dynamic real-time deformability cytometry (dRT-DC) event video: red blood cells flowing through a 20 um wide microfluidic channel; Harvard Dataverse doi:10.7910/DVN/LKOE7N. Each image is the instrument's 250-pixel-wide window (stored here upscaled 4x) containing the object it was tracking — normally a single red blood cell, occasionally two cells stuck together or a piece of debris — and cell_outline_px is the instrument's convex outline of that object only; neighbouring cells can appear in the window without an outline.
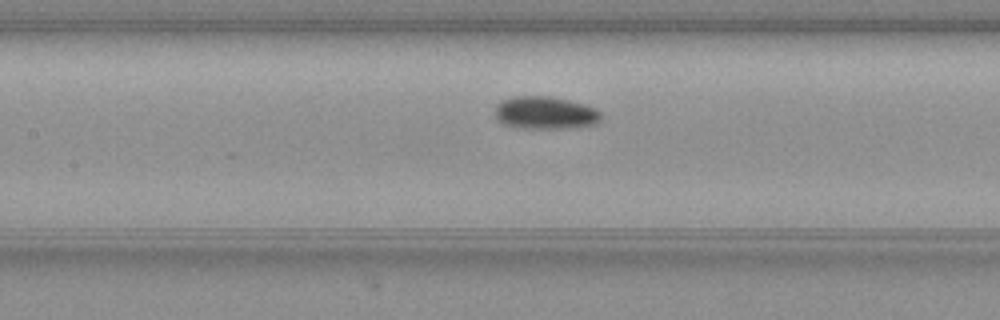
{"species": "common noctule bat (a hibernating species)", "species_latin": "Nyctalus noctula", "temperature_condition": "warm", "stored_images_in_passage": 34, "camera_frame_rate_fps": 3000, "um_per_image_px": 0.085, "animal": {"sex": "female", "body_mass_g": 19.3, "forearm_length_mm": 54.1}, "frame": {"image": 1, "passage_image": 14, "time_ms": 4.333, "image_size_px": [1000, 320], "cell_outline_px": [[600, 120], [592, 124], [572, 128], [516, 128], [504, 124], [496, 120], [492, 112], [496, 104], [500, 100], [512, 96], [548, 96], [588, 104], [596, 108], [600, 112]], "centroid_in_image_um": [46.26, 9.58], "position_along_channel_um": 161.1, "area_um2": 20.63}}
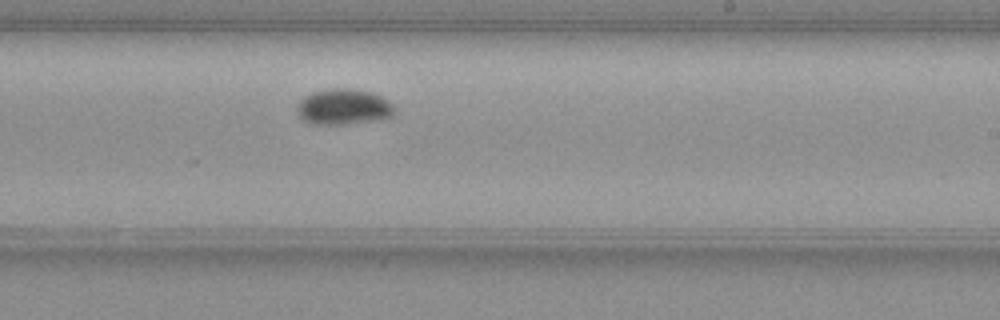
{"frame": {"image": 2, "passage_image": 22, "time_ms": 7.0, "image_size_px": [1000, 320], "cell_outline_px": [[396, 116], [384, 120], [348, 124], [308, 124], [296, 112], [296, 108], [300, 100], [304, 96], [312, 92], [328, 88], [348, 88], [372, 92], [388, 100], [396, 108]], "centroid_in_image_um": [29.25, 9.1], "position_along_channel_um": 259.8, "area_um2": 20.92}}
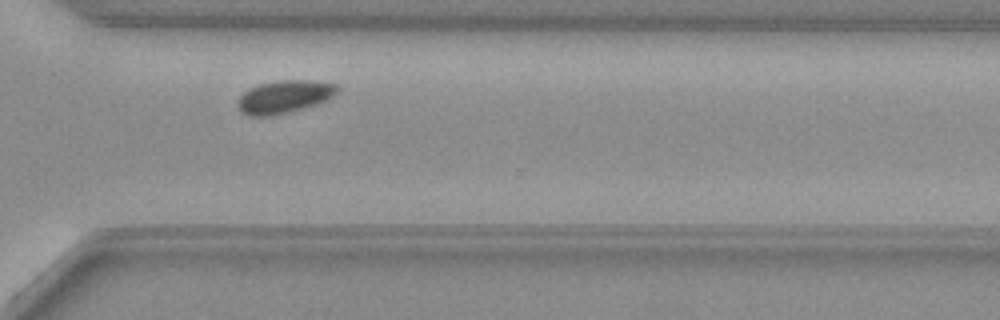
{"frame": {"image": 3, "passage_image": 29, "time_ms": 9.333, "image_size_px": [1000, 320], "cell_outline_px": [[340, 88], [328, 100], [320, 104], [272, 116], [248, 116], [240, 112], [236, 104], [240, 96], [248, 88], [260, 84], [276, 80], [312, 80], [336, 84]], "centroid_in_image_um": [24.16, 8.23], "position_along_channel_um": 346.4, "area_um2": 19.36}, "authors_computed_cell_mechanics": {"area_um2": 19.7965, "velocity_mm_per_s": 3.7246, "shape_relaxation_time_tau1_ms": 5.9529, "shape_relaxation_time_tau2_ms": null, "deformation_change_tau1": 0.2113, "deformation_change_tau2": null}}